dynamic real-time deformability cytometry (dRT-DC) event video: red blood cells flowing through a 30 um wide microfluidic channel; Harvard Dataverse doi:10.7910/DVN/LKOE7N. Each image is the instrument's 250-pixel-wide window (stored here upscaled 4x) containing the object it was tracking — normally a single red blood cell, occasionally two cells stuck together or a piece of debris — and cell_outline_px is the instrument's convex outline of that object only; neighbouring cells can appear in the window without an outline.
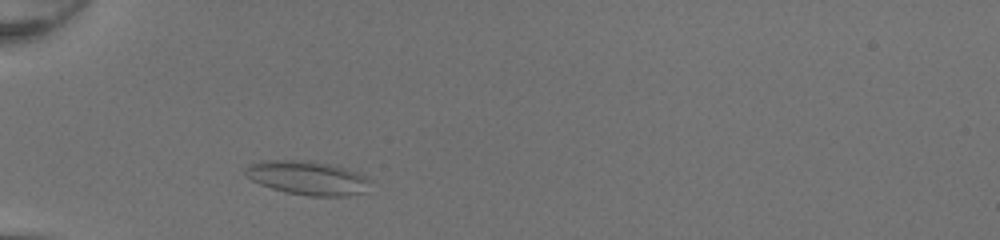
{"species": "common noctule bat (a hibernating species)", "species_latin": "Nyctalus noctula", "temperature_condition": "room temperature", "stored_images_in_passage": 33, "camera_frame_rate_fps": 3000, "um_per_image_px": 0.085, "animal": {"sex": "female", "body_mass_g": 20.0, "forearm_length_mm": 54.0}, "frame": {"image": 1, "passage_image": 5, "time_ms": 1.333, "image_size_px": [1000, 240], "cell_outline_px": [[372, 180], [368, 192], [348, 196], [308, 196], [284, 192], [260, 184], [252, 180], [244, 172], [244, 168], [248, 164], [260, 160], [316, 160], [348, 168], [360, 172], [368, 176]], "centroid_in_image_um": [26.22, 15.11], "position_along_channel_um": 58.8, "area_um2": 25.55}}
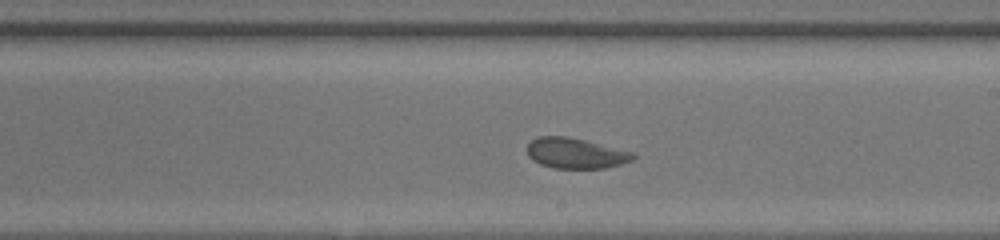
{"frame": {"image": 2, "passage_image": 19, "time_ms": 6.0, "image_size_px": [1000, 240], "cell_outline_px": [[636, 156], [632, 160], [620, 164], [604, 168], [552, 168], [540, 164], [532, 160], [528, 156], [528, 144], [532, 140], [540, 136], [568, 136], [636, 152]], "centroid_in_image_um": [48.95, 13.02], "position_along_channel_um": 240.1, "area_um2": 18.9}}
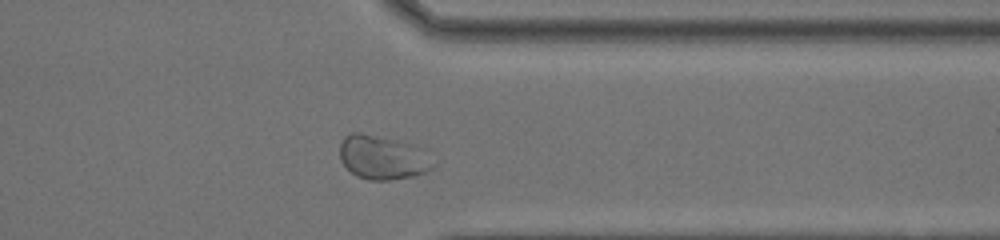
{"frame": {"image": 3, "passage_image": 29, "time_ms": 9.333, "image_size_px": [1000, 240], "cell_outline_px": [[436, 164], [432, 168], [424, 172], [412, 176], [388, 180], [368, 180], [356, 176], [340, 160], [340, 144], [344, 136], [352, 132], [360, 132], [416, 144]], "centroid_in_image_um": [32.51, 13.37], "position_along_channel_um": 378.9, "area_um2": 23.93}, "authors_computed_cell_mechanics": {"area_um2": 19.4786, "velocity_mm_per_s": 4.2005, "shape_relaxation_time_tau1_ms": null, "shape_relaxation_time_tau2_ms": 2.1816, "deformation_change_tau1": null, "deformation_change_tau2": 0.0599}}